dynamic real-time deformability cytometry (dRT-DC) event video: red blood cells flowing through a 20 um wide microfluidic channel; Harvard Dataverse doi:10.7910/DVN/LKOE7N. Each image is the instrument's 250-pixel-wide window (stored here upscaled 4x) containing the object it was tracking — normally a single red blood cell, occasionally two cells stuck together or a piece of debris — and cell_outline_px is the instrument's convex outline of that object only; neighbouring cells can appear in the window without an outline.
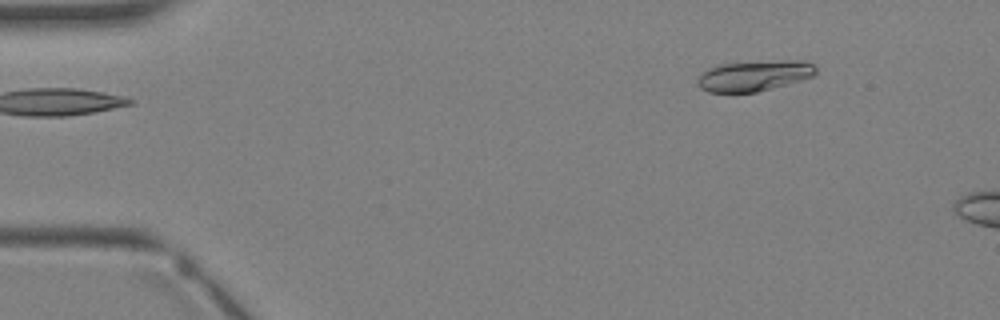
{"species": "Egyptian fruit bat (a non-hibernating species)", "species_latin": "Rousettus aegyptiacus", "temperature_condition": "warm", "stored_images_in_passage": 3, "camera_frame_rate_fps": 3000, "um_per_image_px": 0.085, "animal": {"sex": "female"}, "frame": {"image": 1, "passage_image": 3, "time_ms": 2.333, "image_size_px": [1000, 320], "cell_outline_px": [[816, 72], [812, 76], [800, 80], [756, 92], [708, 92], [700, 88], [696, 84], [696, 80], [700, 72], [708, 68], [720, 64], [784, 60], [800, 60], [812, 64], [816, 68]], "centroid_in_image_um": [64.03, 6.43], "position_along_channel_um": 21.0, "area_um2": 20.98}}